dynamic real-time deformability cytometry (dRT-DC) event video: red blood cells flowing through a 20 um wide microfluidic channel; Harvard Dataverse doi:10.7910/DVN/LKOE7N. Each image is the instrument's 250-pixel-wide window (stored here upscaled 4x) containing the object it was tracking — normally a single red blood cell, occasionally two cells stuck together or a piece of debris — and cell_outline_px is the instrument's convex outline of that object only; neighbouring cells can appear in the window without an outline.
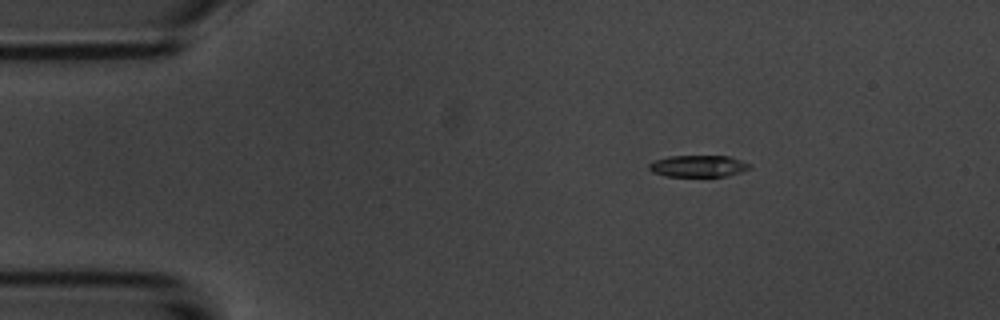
{"species": "common noctule bat (a hibernating species)", "species_latin": "Nyctalus noctula", "temperature_condition": "room temperature", "stored_images_in_passage": 3, "camera_frame_rate_fps": 3000, "um_per_image_px": 0.085, "animal": {"sex": "male", "body_mass_g": 20.1, "forearm_length_mm": 53.5}, "frame": {"image": 1, "passage_image": 1, "time_ms": 0.0, "image_size_px": [1000, 320], "cell_outline_px": [[752, 168], [740, 172], [724, 176], [668, 176], [652, 172], [648, 168], [648, 164], [656, 160], [668, 156], [728, 156], [752, 164]], "centroid_in_image_um": [59.36, 14.11], "position_along_channel_um": 25.6, "area_um2": 12.66}}